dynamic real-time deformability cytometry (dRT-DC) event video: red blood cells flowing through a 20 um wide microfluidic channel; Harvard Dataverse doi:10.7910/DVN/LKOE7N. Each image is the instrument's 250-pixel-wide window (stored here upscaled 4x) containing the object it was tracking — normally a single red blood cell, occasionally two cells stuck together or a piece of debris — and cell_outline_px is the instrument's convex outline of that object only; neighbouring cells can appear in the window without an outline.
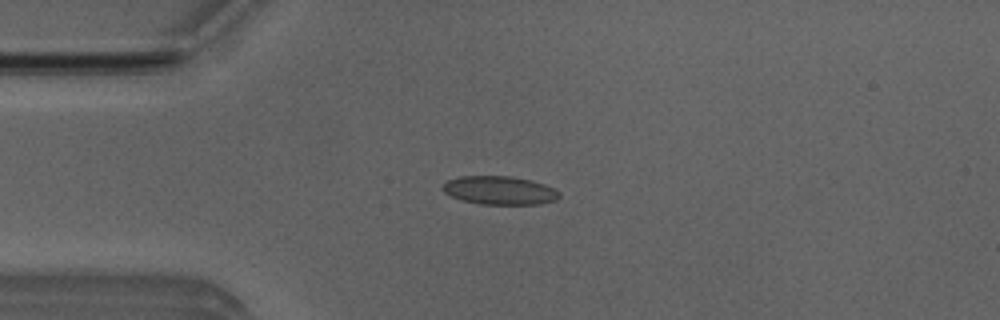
{"species": "Egyptian fruit bat (a non-hibernating species)", "species_latin": "Rousettus aegyptiacus", "temperature_condition": "room temperature", "stored_images_in_passage": 52, "camera_frame_rate_fps": 3000, "um_per_image_px": 0.085, "animal": {"sex": "male"}, "frame": {"image": 1, "passage_image": 13, "time_ms": 4.0, "image_size_px": [1000, 320], "cell_outline_px": [[560, 196], [556, 200], [540, 204], [480, 204], [460, 200], [444, 192], [440, 188], [448, 180], [460, 176], [512, 176], [532, 180], [544, 184], [560, 192]], "centroid_in_image_um": [42.46, 16.18], "position_along_channel_um": 42.5, "area_um2": 19.42}}
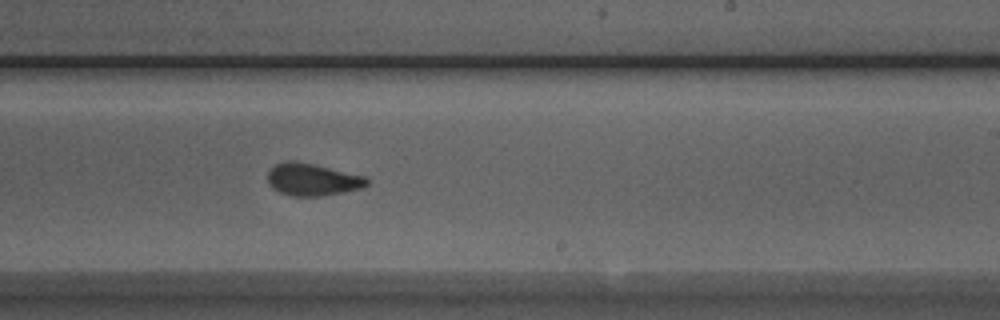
{"frame": {"image": 2, "passage_image": 31, "time_ms": 10.0, "image_size_px": [1000, 320], "cell_outline_px": [[368, 184], [364, 188], [344, 192], [320, 196], [292, 196], [280, 192], [272, 188], [268, 184], [268, 172], [276, 164], [288, 160], [312, 164], [364, 176], [368, 180]], "centroid_in_image_um": [26.55, 15.28], "position_along_channel_um": 262.5, "area_um2": 18.44}}
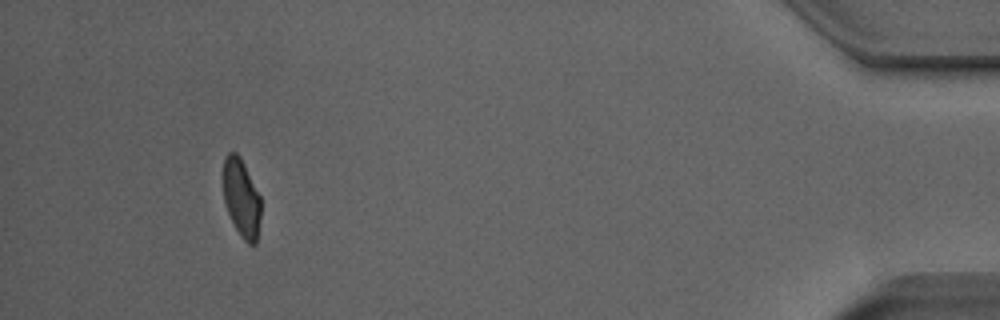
{"frame": {"image": 3, "passage_image": 48, "time_ms": 15.667, "image_size_px": [1000, 320], "cell_outline_px": [[260, 216], [256, 244], [248, 244], [240, 236], [228, 212], [224, 200], [224, 156], [228, 152], [236, 152], [240, 156], [260, 196]], "centroid_in_image_um": [20.52, 16.82], "position_along_channel_um": 414.7, "area_um2": 16.88}, "authors_computed_cell_mechanics": {"area_um2": 18.785, "velocity_mm_per_s": 3.9844, "shape_relaxation_time_tau1_ms": 4.3929, "shape_relaxation_time_tau2_ms": 1.1863, "deformation_change_tau1": 0.1051, "deformation_change_tau2": 0.0533}}